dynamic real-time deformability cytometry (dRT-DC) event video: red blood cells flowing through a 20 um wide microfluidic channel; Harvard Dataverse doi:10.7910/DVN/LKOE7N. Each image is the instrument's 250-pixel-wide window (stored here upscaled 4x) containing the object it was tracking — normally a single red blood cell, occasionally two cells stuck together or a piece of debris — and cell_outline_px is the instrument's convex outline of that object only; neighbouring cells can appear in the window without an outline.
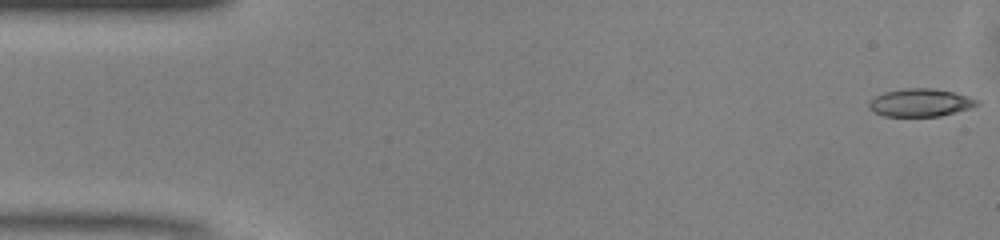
{"species": "common noctule bat (a hibernating species)", "species_latin": "Nyctalus noctula", "temperature_condition": "warm", "stored_images_in_passage": 49, "camera_frame_rate_fps": 3000, "um_per_image_px": 0.085, "animal": {"sex": "male", "body_mass_g": 13.0, "forearm_length_mm": 53.1}, "frame": {"image": 1, "passage_image": 1, "time_ms": 0.0, "image_size_px": [1000, 240], "cell_outline_px": [[980, 104], [956, 112], [940, 116], [884, 116], [872, 112], [868, 108], [868, 104], [876, 96], [884, 92], [904, 88], [932, 88], [952, 92], [968, 96], [980, 100]], "centroid_in_image_um": [78.22, 8.73], "position_along_channel_um": 6.8, "area_um2": 17.51}}
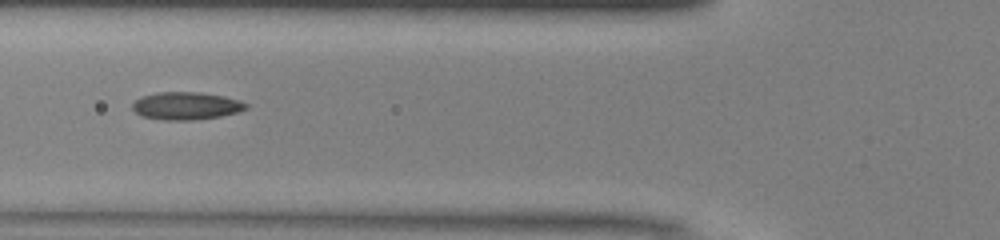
{"frame": {"image": 2, "passage_image": 18, "time_ms": 5.667, "image_size_px": [1000, 240], "cell_outline_px": [[248, 108], [240, 112], [220, 116], [192, 120], [164, 120], [140, 116], [132, 108], [132, 104], [140, 96], [160, 92], [200, 92], [224, 96], [240, 100], [248, 104]], "centroid_in_image_um": [15.84, 8.99], "position_along_channel_um": 110.0, "area_um2": 18.44}}
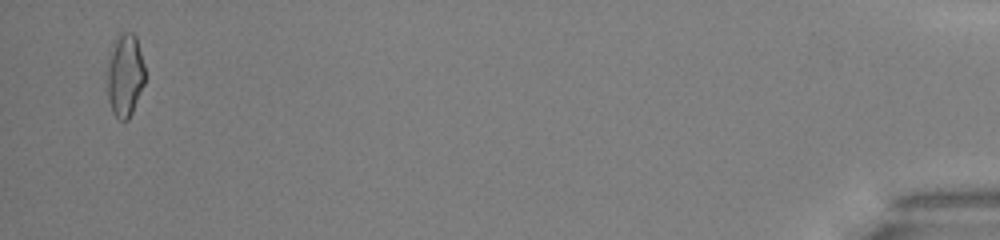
{"frame": {"image": 3, "passage_image": 48, "time_ms": 15.667, "image_size_px": [1000, 240], "cell_outline_px": [[144, 84], [132, 112], [128, 120], [120, 120], [112, 112], [108, 100], [104, 80], [104, 72], [112, 44], [116, 36], [120, 32], [132, 32], [136, 36], [144, 64]], "centroid_in_image_um": [10.56, 6.37], "position_along_channel_um": 424.6, "area_um2": 19.02}, "authors_computed_cell_mechanics": {"area_um2": 17.4556, "velocity_mm_per_s": 4.1249, "shape_relaxation_time_tau1_ms": null, "shape_relaxation_time_tau2_ms": 2.329, "deformation_change_tau1": null, "deformation_change_tau2": 0.1106}}